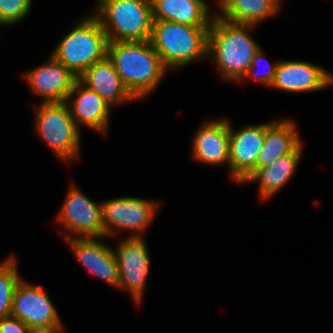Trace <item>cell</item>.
I'll return each instance as SVG.
<instances>
[{"mask_svg":"<svg viewBox=\"0 0 333 333\" xmlns=\"http://www.w3.org/2000/svg\"><path fill=\"white\" fill-rule=\"evenodd\" d=\"M107 56L135 100L153 91L169 70L150 41L109 42Z\"/></svg>","mask_w":333,"mask_h":333,"instance_id":"6da1fadb","label":"cell"},{"mask_svg":"<svg viewBox=\"0 0 333 333\" xmlns=\"http://www.w3.org/2000/svg\"><path fill=\"white\" fill-rule=\"evenodd\" d=\"M254 25L227 22L217 15L212 18L208 31V55L213 54L222 78L241 82L259 45L247 30Z\"/></svg>","mask_w":333,"mask_h":333,"instance_id":"7a4b0ae2","label":"cell"},{"mask_svg":"<svg viewBox=\"0 0 333 333\" xmlns=\"http://www.w3.org/2000/svg\"><path fill=\"white\" fill-rule=\"evenodd\" d=\"M209 27L154 20L150 42L167 69L182 67L209 56Z\"/></svg>","mask_w":333,"mask_h":333,"instance_id":"3957f363","label":"cell"},{"mask_svg":"<svg viewBox=\"0 0 333 333\" xmlns=\"http://www.w3.org/2000/svg\"><path fill=\"white\" fill-rule=\"evenodd\" d=\"M95 15L109 42L150 41L154 22L151 0H99Z\"/></svg>","mask_w":333,"mask_h":333,"instance_id":"277c9868","label":"cell"},{"mask_svg":"<svg viewBox=\"0 0 333 333\" xmlns=\"http://www.w3.org/2000/svg\"><path fill=\"white\" fill-rule=\"evenodd\" d=\"M108 38L94 14L79 22L55 48L52 56L77 78L108 54Z\"/></svg>","mask_w":333,"mask_h":333,"instance_id":"5b68a950","label":"cell"},{"mask_svg":"<svg viewBox=\"0 0 333 333\" xmlns=\"http://www.w3.org/2000/svg\"><path fill=\"white\" fill-rule=\"evenodd\" d=\"M36 129L61 160L79 157L80 133L68 102H42L36 111Z\"/></svg>","mask_w":333,"mask_h":333,"instance_id":"8992f818","label":"cell"},{"mask_svg":"<svg viewBox=\"0 0 333 333\" xmlns=\"http://www.w3.org/2000/svg\"><path fill=\"white\" fill-rule=\"evenodd\" d=\"M102 204L104 237L114 235L113 228L133 231L129 237H142L141 232L153 220L157 207L146 199L120 197ZM136 233V234H135Z\"/></svg>","mask_w":333,"mask_h":333,"instance_id":"52a82bcc","label":"cell"},{"mask_svg":"<svg viewBox=\"0 0 333 333\" xmlns=\"http://www.w3.org/2000/svg\"><path fill=\"white\" fill-rule=\"evenodd\" d=\"M71 186L57 218L59 223L77 238H104L102 204L94 203L74 184Z\"/></svg>","mask_w":333,"mask_h":333,"instance_id":"ba28073f","label":"cell"},{"mask_svg":"<svg viewBox=\"0 0 333 333\" xmlns=\"http://www.w3.org/2000/svg\"><path fill=\"white\" fill-rule=\"evenodd\" d=\"M11 316L28 327H62L61 320L47 292L41 285L21 281L15 288Z\"/></svg>","mask_w":333,"mask_h":333,"instance_id":"9c48e42d","label":"cell"},{"mask_svg":"<svg viewBox=\"0 0 333 333\" xmlns=\"http://www.w3.org/2000/svg\"><path fill=\"white\" fill-rule=\"evenodd\" d=\"M119 270V288L128 290L137 304L142 299L149 272V253L142 237L121 241L114 252Z\"/></svg>","mask_w":333,"mask_h":333,"instance_id":"30bf717a","label":"cell"},{"mask_svg":"<svg viewBox=\"0 0 333 333\" xmlns=\"http://www.w3.org/2000/svg\"><path fill=\"white\" fill-rule=\"evenodd\" d=\"M266 135V123L250 125L234 131L229 122V168L239 183L256 170L258 155Z\"/></svg>","mask_w":333,"mask_h":333,"instance_id":"8fae6325","label":"cell"},{"mask_svg":"<svg viewBox=\"0 0 333 333\" xmlns=\"http://www.w3.org/2000/svg\"><path fill=\"white\" fill-rule=\"evenodd\" d=\"M76 259L104 282L119 286L118 263L114 251L99 240L102 238H81L66 235Z\"/></svg>","mask_w":333,"mask_h":333,"instance_id":"7c38bea8","label":"cell"},{"mask_svg":"<svg viewBox=\"0 0 333 333\" xmlns=\"http://www.w3.org/2000/svg\"><path fill=\"white\" fill-rule=\"evenodd\" d=\"M32 91L44 97L43 102H66L77 77L53 56L47 63L25 73Z\"/></svg>","mask_w":333,"mask_h":333,"instance_id":"4fadbf2b","label":"cell"},{"mask_svg":"<svg viewBox=\"0 0 333 333\" xmlns=\"http://www.w3.org/2000/svg\"><path fill=\"white\" fill-rule=\"evenodd\" d=\"M333 82L328 71L304 61L277 63L271 87L290 92H310L326 88Z\"/></svg>","mask_w":333,"mask_h":333,"instance_id":"5bb4252c","label":"cell"},{"mask_svg":"<svg viewBox=\"0 0 333 333\" xmlns=\"http://www.w3.org/2000/svg\"><path fill=\"white\" fill-rule=\"evenodd\" d=\"M74 94L78 96L74 98L73 107L70 105L69 108L77 127L80 123L105 134L111 106L97 92L86 87L78 79L66 102L71 101Z\"/></svg>","mask_w":333,"mask_h":333,"instance_id":"9a60e30c","label":"cell"},{"mask_svg":"<svg viewBox=\"0 0 333 333\" xmlns=\"http://www.w3.org/2000/svg\"><path fill=\"white\" fill-rule=\"evenodd\" d=\"M194 159L216 165L226 162L229 166V121L216 119L204 123L195 134Z\"/></svg>","mask_w":333,"mask_h":333,"instance_id":"2e32d148","label":"cell"},{"mask_svg":"<svg viewBox=\"0 0 333 333\" xmlns=\"http://www.w3.org/2000/svg\"><path fill=\"white\" fill-rule=\"evenodd\" d=\"M82 84L97 92L110 106L134 100L108 56L85 70L78 78Z\"/></svg>","mask_w":333,"mask_h":333,"instance_id":"e0dca14e","label":"cell"},{"mask_svg":"<svg viewBox=\"0 0 333 333\" xmlns=\"http://www.w3.org/2000/svg\"><path fill=\"white\" fill-rule=\"evenodd\" d=\"M301 145L294 122H266V135L258 155L256 169L275 163L280 157L294 152Z\"/></svg>","mask_w":333,"mask_h":333,"instance_id":"ac0fdd59","label":"cell"},{"mask_svg":"<svg viewBox=\"0 0 333 333\" xmlns=\"http://www.w3.org/2000/svg\"><path fill=\"white\" fill-rule=\"evenodd\" d=\"M153 19L190 26H210L209 6L204 0H151Z\"/></svg>","mask_w":333,"mask_h":333,"instance_id":"d6986e66","label":"cell"},{"mask_svg":"<svg viewBox=\"0 0 333 333\" xmlns=\"http://www.w3.org/2000/svg\"><path fill=\"white\" fill-rule=\"evenodd\" d=\"M301 150L300 145L294 152L280 157L272 165L256 169L244 183L259 181L260 197L263 200L270 198L292 177L301 158Z\"/></svg>","mask_w":333,"mask_h":333,"instance_id":"ffe728a7","label":"cell"},{"mask_svg":"<svg viewBox=\"0 0 333 333\" xmlns=\"http://www.w3.org/2000/svg\"><path fill=\"white\" fill-rule=\"evenodd\" d=\"M279 0H220L221 19L257 26L262 20L273 16L279 9Z\"/></svg>","mask_w":333,"mask_h":333,"instance_id":"44dd1931","label":"cell"},{"mask_svg":"<svg viewBox=\"0 0 333 333\" xmlns=\"http://www.w3.org/2000/svg\"><path fill=\"white\" fill-rule=\"evenodd\" d=\"M20 281L16 260L9 257L0 265V318L11 316L14 291Z\"/></svg>","mask_w":333,"mask_h":333,"instance_id":"7402d4cb","label":"cell"},{"mask_svg":"<svg viewBox=\"0 0 333 333\" xmlns=\"http://www.w3.org/2000/svg\"><path fill=\"white\" fill-rule=\"evenodd\" d=\"M32 0H0V24L21 21L29 13Z\"/></svg>","mask_w":333,"mask_h":333,"instance_id":"603a6c76","label":"cell"},{"mask_svg":"<svg viewBox=\"0 0 333 333\" xmlns=\"http://www.w3.org/2000/svg\"><path fill=\"white\" fill-rule=\"evenodd\" d=\"M263 52L262 49L259 48V50L256 52L255 56L252 59L251 66L248 68L245 76L254 78V80L259 81L263 83L264 85L271 86L275 79V73L277 68V63L274 65H269V68L264 72V74L258 75L257 72L254 70L255 67H257L258 63L261 62L263 59Z\"/></svg>","mask_w":333,"mask_h":333,"instance_id":"cb8c5ba5","label":"cell"},{"mask_svg":"<svg viewBox=\"0 0 333 333\" xmlns=\"http://www.w3.org/2000/svg\"><path fill=\"white\" fill-rule=\"evenodd\" d=\"M28 326L13 316L0 318V333H27Z\"/></svg>","mask_w":333,"mask_h":333,"instance_id":"d4e9b609","label":"cell"},{"mask_svg":"<svg viewBox=\"0 0 333 333\" xmlns=\"http://www.w3.org/2000/svg\"><path fill=\"white\" fill-rule=\"evenodd\" d=\"M63 327H28L27 333H61Z\"/></svg>","mask_w":333,"mask_h":333,"instance_id":"484cf974","label":"cell"}]
</instances>
